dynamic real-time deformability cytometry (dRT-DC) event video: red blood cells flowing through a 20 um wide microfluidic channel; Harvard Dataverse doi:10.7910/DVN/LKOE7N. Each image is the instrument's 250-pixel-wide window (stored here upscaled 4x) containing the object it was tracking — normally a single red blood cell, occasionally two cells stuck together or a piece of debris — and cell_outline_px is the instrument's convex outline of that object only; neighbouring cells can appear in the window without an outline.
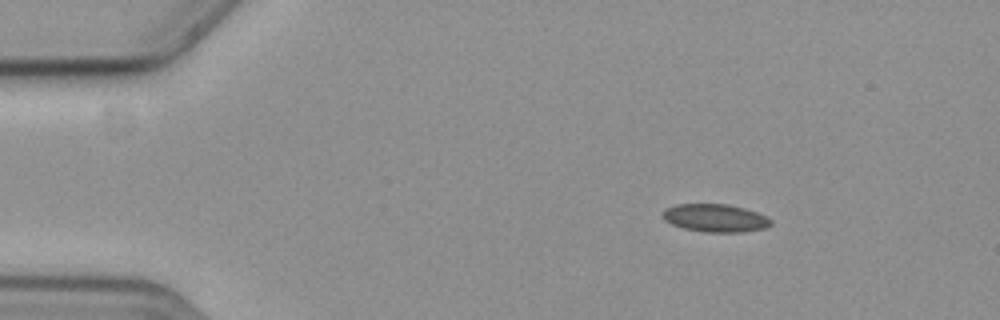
{"species": "common noctule bat (a hibernating species)", "species_latin": "Nyctalus noctula", "temperature_condition": "cold", "stored_images_in_passage": 50, "camera_frame_rate_fps": 3000, "um_per_image_px": 0.085, "animal": {"sex": "female", "body_mass_g": 19.3, "forearm_length_mm": 54.1}, "frame": {"image": 1, "passage_image": 1, "time_ms": 0.0, "image_size_px": [1000, 320], "cell_outline_px": [[772, 224], [764, 228], [744, 232], [704, 232], [684, 228], [672, 224], [664, 220], [660, 216], [660, 212], [664, 208], [676, 204], [728, 204], [744, 208], [756, 212], [772, 220]], "centroid_in_image_um": [60.73, 18.52], "position_along_channel_um": 24.3, "area_um2": 17.74}}
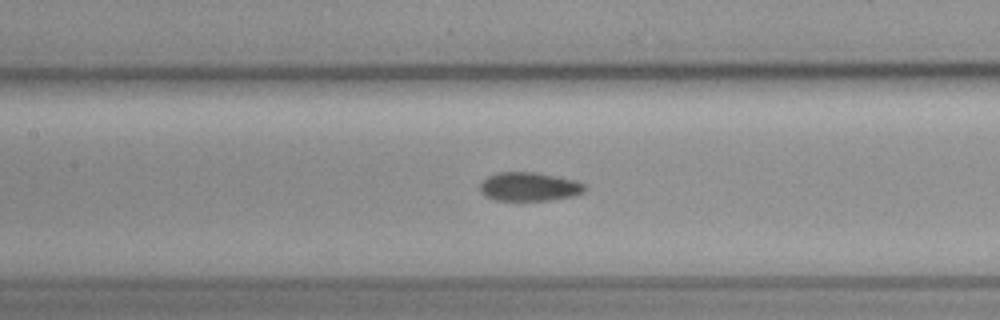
{"frame": {"image": 2, "passage_image": 19, "time_ms": 6.0, "image_size_px": [1000, 320], "cell_outline_px": [[588, 188], [584, 192], [572, 196], [548, 200], [496, 200], [484, 196], [480, 192], [480, 184], [488, 176], [496, 172], [536, 172], [576, 180], [584, 184]], "centroid_in_image_um": [44.98, 15.86], "position_along_channel_um": 162.4, "area_um2": 17.63}}
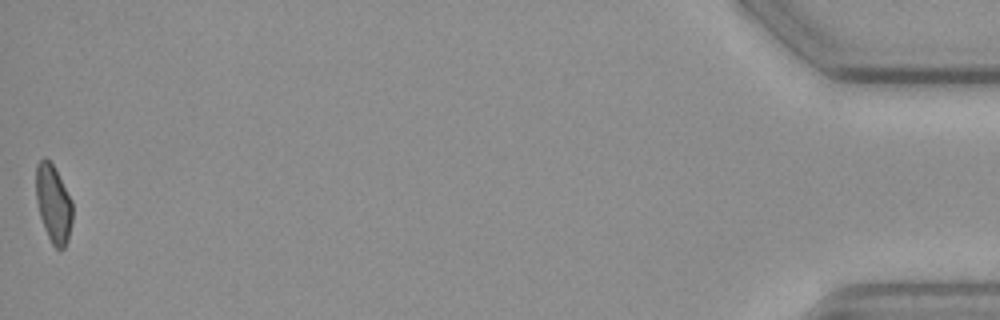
{"frame": {"image": 3, "passage_image": 50, "time_ms": 16.333, "image_size_px": [1000, 320], "cell_outline_px": [[72, 220], [68, 240], [64, 248], [60, 252], [52, 244], [44, 228], [40, 216], [36, 200], [36, 164], [44, 156], [52, 164], [72, 200]], "centroid_in_image_um": [4.53, 17.34], "position_along_channel_um": 430.7, "area_um2": 16.53}, "authors_computed_cell_mechanics": {"area_um2": 17.629, "velocity_mm_per_s": 3.5999, "shape_relaxation_time_tau1_ms": null, "shape_relaxation_time_tau2_ms": 2.8505, "deformation_change_tau1": null, "deformation_change_tau2": 0.0832}}